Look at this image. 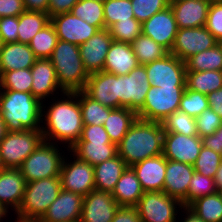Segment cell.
Listing matches in <instances>:
<instances>
[{"instance_id": "40", "label": "cell", "mask_w": 222, "mask_h": 222, "mask_svg": "<svg viewBox=\"0 0 222 222\" xmlns=\"http://www.w3.org/2000/svg\"><path fill=\"white\" fill-rule=\"evenodd\" d=\"M32 82L31 68L7 71L0 75V90L31 93Z\"/></svg>"}, {"instance_id": "7", "label": "cell", "mask_w": 222, "mask_h": 222, "mask_svg": "<svg viewBox=\"0 0 222 222\" xmlns=\"http://www.w3.org/2000/svg\"><path fill=\"white\" fill-rule=\"evenodd\" d=\"M185 88L186 86L154 87L151 85L143 107L137 112V117L161 123L179 109Z\"/></svg>"}, {"instance_id": "37", "label": "cell", "mask_w": 222, "mask_h": 222, "mask_svg": "<svg viewBox=\"0 0 222 222\" xmlns=\"http://www.w3.org/2000/svg\"><path fill=\"white\" fill-rule=\"evenodd\" d=\"M83 125H102L112 110L89 97L83 90L78 91Z\"/></svg>"}, {"instance_id": "53", "label": "cell", "mask_w": 222, "mask_h": 222, "mask_svg": "<svg viewBox=\"0 0 222 222\" xmlns=\"http://www.w3.org/2000/svg\"><path fill=\"white\" fill-rule=\"evenodd\" d=\"M111 222H141L136 207L120 206Z\"/></svg>"}, {"instance_id": "34", "label": "cell", "mask_w": 222, "mask_h": 222, "mask_svg": "<svg viewBox=\"0 0 222 222\" xmlns=\"http://www.w3.org/2000/svg\"><path fill=\"white\" fill-rule=\"evenodd\" d=\"M49 22L48 13L24 11L19 15L18 42L29 44L31 39Z\"/></svg>"}, {"instance_id": "4", "label": "cell", "mask_w": 222, "mask_h": 222, "mask_svg": "<svg viewBox=\"0 0 222 222\" xmlns=\"http://www.w3.org/2000/svg\"><path fill=\"white\" fill-rule=\"evenodd\" d=\"M50 60L64 92L84 90L89 74L83 65L78 45L58 40Z\"/></svg>"}, {"instance_id": "57", "label": "cell", "mask_w": 222, "mask_h": 222, "mask_svg": "<svg viewBox=\"0 0 222 222\" xmlns=\"http://www.w3.org/2000/svg\"><path fill=\"white\" fill-rule=\"evenodd\" d=\"M26 11L47 13L49 0H23Z\"/></svg>"}, {"instance_id": "28", "label": "cell", "mask_w": 222, "mask_h": 222, "mask_svg": "<svg viewBox=\"0 0 222 222\" xmlns=\"http://www.w3.org/2000/svg\"><path fill=\"white\" fill-rule=\"evenodd\" d=\"M78 159L93 167L117 155V145L112 142L77 141L69 150Z\"/></svg>"}, {"instance_id": "36", "label": "cell", "mask_w": 222, "mask_h": 222, "mask_svg": "<svg viewBox=\"0 0 222 222\" xmlns=\"http://www.w3.org/2000/svg\"><path fill=\"white\" fill-rule=\"evenodd\" d=\"M188 208L205 222H222V200L217 192L198 198Z\"/></svg>"}, {"instance_id": "47", "label": "cell", "mask_w": 222, "mask_h": 222, "mask_svg": "<svg viewBox=\"0 0 222 222\" xmlns=\"http://www.w3.org/2000/svg\"><path fill=\"white\" fill-rule=\"evenodd\" d=\"M170 0H131L135 19L141 23L169 6Z\"/></svg>"}, {"instance_id": "54", "label": "cell", "mask_w": 222, "mask_h": 222, "mask_svg": "<svg viewBox=\"0 0 222 222\" xmlns=\"http://www.w3.org/2000/svg\"><path fill=\"white\" fill-rule=\"evenodd\" d=\"M79 0H49L47 13L49 17L54 15L67 13Z\"/></svg>"}, {"instance_id": "38", "label": "cell", "mask_w": 222, "mask_h": 222, "mask_svg": "<svg viewBox=\"0 0 222 222\" xmlns=\"http://www.w3.org/2000/svg\"><path fill=\"white\" fill-rule=\"evenodd\" d=\"M57 41L55 28L49 22L31 39L28 45L37 59H50Z\"/></svg>"}, {"instance_id": "18", "label": "cell", "mask_w": 222, "mask_h": 222, "mask_svg": "<svg viewBox=\"0 0 222 222\" xmlns=\"http://www.w3.org/2000/svg\"><path fill=\"white\" fill-rule=\"evenodd\" d=\"M119 207L110 192L94 189L83 197L79 222H111Z\"/></svg>"}, {"instance_id": "20", "label": "cell", "mask_w": 222, "mask_h": 222, "mask_svg": "<svg viewBox=\"0 0 222 222\" xmlns=\"http://www.w3.org/2000/svg\"><path fill=\"white\" fill-rule=\"evenodd\" d=\"M82 204V195L61 189L58 197L40 219L43 222L80 221Z\"/></svg>"}, {"instance_id": "62", "label": "cell", "mask_w": 222, "mask_h": 222, "mask_svg": "<svg viewBox=\"0 0 222 222\" xmlns=\"http://www.w3.org/2000/svg\"><path fill=\"white\" fill-rule=\"evenodd\" d=\"M8 209L0 203V222L3 221L2 218L8 216Z\"/></svg>"}, {"instance_id": "43", "label": "cell", "mask_w": 222, "mask_h": 222, "mask_svg": "<svg viewBox=\"0 0 222 222\" xmlns=\"http://www.w3.org/2000/svg\"><path fill=\"white\" fill-rule=\"evenodd\" d=\"M108 30L114 41L131 44L142 34V23L135 18H129V20L114 23Z\"/></svg>"}, {"instance_id": "45", "label": "cell", "mask_w": 222, "mask_h": 222, "mask_svg": "<svg viewBox=\"0 0 222 222\" xmlns=\"http://www.w3.org/2000/svg\"><path fill=\"white\" fill-rule=\"evenodd\" d=\"M217 192L214 178L204 176L194 171L189 183L187 194V207L198 198L212 195Z\"/></svg>"}, {"instance_id": "23", "label": "cell", "mask_w": 222, "mask_h": 222, "mask_svg": "<svg viewBox=\"0 0 222 222\" xmlns=\"http://www.w3.org/2000/svg\"><path fill=\"white\" fill-rule=\"evenodd\" d=\"M31 76L33 78L31 93L41 103H45V98L53 97L55 92L56 98L60 90L61 94L64 93L59 86L56 71L50 59H37L31 67Z\"/></svg>"}, {"instance_id": "67", "label": "cell", "mask_w": 222, "mask_h": 222, "mask_svg": "<svg viewBox=\"0 0 222 222\" xmlns=\"http://www.w3.org/2000/svg\"><path fill=\"white\" fill-rule=\"evenodd\" d=\"M95 1H100V2H103V3H104L106 0H95Z\"/></svg>"}, {"instance_id": "48", "label": "cell", "mask_w": 222, "mask_h": 222, "mask_svg": "<svg viewBox=\"0 0 222 222\" xmlns=\"http://www.w3.org/2000/svg\"><path fill=\"white\" fill-rule=\"evenodd\" d=\"M197 134L199 137L212 135L219 127L222 126L220 118L211 108L204 110L195 118Z\"/></svg>"}, {"instance_id": "10", "label": "cell", "mask_w": 222, "mask_h": 222, "mask_svg": "<svg viewBox=\"0 0 222 222\" xmlns=\"http://www.w3.org/2000/svg\"><path fill=\"white\" fill-rule=\"evenodd\" d=\"M151 84L145 65H138L126 75H119V108H129L136 113L143 107Z\"/></svg>"}, {"instance_id": "27", "label": "cell", "mask_w": 222, "mask_h": 222, "mask_svg": "<svg viewBox=\"0 0 222 222\" xmlns=\"http://www.w3.org/2000/svg\"><path fill=\"white\" fill-rule=\"evenodd\" d=\"M37 60L30 46L25 43H6L0 53V75L3 72L29 69Z\"/></svg>"}, {"instance_id": "26", "label": "cell", "mask_w": 222, "mask_h": 222, "mask_svg": "<svg viewBox=\"0 0 222 222\" xmlns=\"http://www.w3.org/2000/svg\"><path fill=\"white\" fill-rule=\"evenodd\" d=\"M139 65L130 43L112 41L107 52L103 71L126 75Z\"/></svg>"}, {"instance_id": "11", "label": "cell", "mask_w": 222, "mask_h": 222, "mask_svg": "<svg viewBox=\"0 0 222 222\" xmlns=\"http://www.w3.org/2000/svg\"><path fill=\"white\" fill-rule=\"evenodd\" d=\"M71 155L74 158L73 161H67V155L64 156L62 161L60 170L61 187L66 191L84 197L95 189L94 167L88 162L78 159L72 153L70 157H72Z\"/></svg>"}, {"instance_id": "63", "label": "cell", "mask_w": 222, "mask_h": 222, "mask_svg": "<svg viewBox=\"0 0 222 222\" xmlns=\"http://www.w3.org/2000/svg\"><path fill=\"white\" fill-rule=\"evenodd\" d=\"M217 193L219 194L221 200H222V188L217 189Z\"/></svg>"}, {"instance_id": "59", "label": "cell", "mask_w": 222, "mask_h": 222, "mask_svg": "<svg viewBox=\"0 0 222 222\" xmlns=\"http://www.w3.org/2000/svg\"><path fill=\"white\" fill-rule=\"evenodd\" d=\"M215 186L216 188H222V156H221V163L220 167L218 168L215 176H214Z\"/></svg>"}, {"instance_id": "13", "label": "cell", "mask_w": 222, "mask_h": 222, "mask_svg": "<svg viewBox=\"0 0 222 222\" xmlns=\"http://www.w3.org/2000/svg\"><path fill=\"white\" fill-rule=\"evenodd\" d=\"M218 43L205 26L182 28L178 29L169 53L185 62L192 55L211 49Z\"/></svg>"}, {"instance_id": "46", "label": "cell", "mask_w": 222, "mask_h": 222, "mask_svg": "<svg viewBox=\"0 0 222 222\" xmlns=\"http://www.w3.org/2000/svg\"><path fill=\"white\" fill-rule=\"evenodd\" d=\"M221 156L222 154L202 146L198 158L193 165L194 170L204 176L214 178L220 167Z\"/></svg>"}, {"instance_id": "19", "label": "cell", "mask_w": 222, "mask_h": 222, "mask_svg": "<svg viewBox=\"0 0 222 222\" xmlns=\"http://www.w3.org/2000/svg\"><path fill=\"white\" fill-rule=\"evenodd\" d=\"M113 41L108 29H100L88 41L79 45L80 55L87 73L103 71L107 52Z\"/></svg>"}, {"instance_id": "14", "label": "cell", "mask_w": 222, "mask_h": 222, "mask_svg": "<svg viewBox=\"0 0 222 222\" xmlns=\"http://www.w3.org/2000/svg\"><path fill=\"white\" fill-rule=\"evenodd\" d=\"M202 148L201 137L164 132L163 156L167 160L194 165Z\"/></svg>"}, {"instance_id": "5", "label": "cell", "mask_w": 222, "mask_h": 222, "mask_svg": "<svg viewBox=\"0 0 222 222\" xmlns=\"http://www.w3.org/2000/svg\"><path fill=\"white\" fill-rule=\"evenodd\" d=\"M55 144L42 141L40 145L24 160L20 167L26 183L44 178L60 177L64 158L63 152Z\"/></svg>"}, {"instance_id": "22", "label": "cell", "mask_w": 222, "mask_h": 222, "mask_svg": "<svg viewBox=\"0 0 222 222\" xmlns=\"http://www.w3.org/2000/svg\"><path fill=\"white\" fill-rule=\"evenodd\" d=\"M210 0H170L178 29L206 25Z\"/></svg>"}, {"instance_id": "52", "label": "cell", "mask_w": 222, "mask_h": 222, "mask_svg": "<svg viewBox=\"0 0 222 222\" xmlns=\"http://www.w3.org/2000/svg\"><path fill=\"white\" fill-rule=\"evenodd\" d=\"M26 11L23 0H0V18L19 16Z\"/></svg>"}, {"instance_id": "39", "label": "cell", "mask_w": 222, "mask_h": 222, "mask_svg": "<svg viewBox=\"0 0 222 222\" xmlns=\"http://www.w3.org/2000/svg\"><path fill=\"white\" fill-rule=\"evenodd\" d=\"M70 12L88 24L96 26L99 30L105 28L103 2L79 0Z\"/></svg>"}, {"instance_id": "60", "label": "cell", "mask_w": 222, "mask_h": 222, "mask_svg": "<svg viewBox=\"0 0 222 222\" xmlns=\"http://www.w3.org/2000/svg\"><path fill=\"white\" fill-rule=\"evenodd\" d=\"M17 216L15 222H43L40 218Z\"/></svg>"}, {"instance_id": "15", "label": "cell", "mask_w": 222, "mask_h": 222, "mask_svg": "<svg viewBox=\"0 0 222 222\" xmlns=\"http://www.w3.org/2000/svg\"><path fill=\"white\" fill-rule=\"evenodd\" d=\"M178 32L177 22L170 7L151 16L142 23V34L171 51Z\"/></svg>"}, {"instance_id": "9", "label": "cell", "mask_w": 222, "mask_h": 222, "mask_svg": "<svg viewBox=\"0 0 222 222\" xmlns=\"http://www.w3.org/2000/svg\"><path fill=\"white\" fill-rule=\"evenodd\" d=\"M177 206L184 207L180 200L163 191H151L144 192L135 207L141 222H177Z\"/></svg>"}, {"instance_id": "50", "label": "cell", "mask_w": 222, "mask_h": 222, "mask_svg": "<svg viewBox=\"0 0 222 222\" xmlns=\"http://www.w3.org/2000/svg\"><path fill=\"white\" fill-rule=\"evenodd\" d=\"M19 16L0 18V36L3 43L18 42Z\"/></svg>"}, {"instance_id": "44", "label": "cell", "mask_w": 222, "mask_h": 222, "mask_svg": "<svg viewBox=\"0 0 222 222\" xmlns=\"http://www.w3.org/2000/svg\"><path fill=\"white\" fill-rule=\"evenodd\" d=\"M208 108L209 102L206 94L185 88L183 95L181 96L178 110L196 118Z\"/></svg>"}, {"instance_id": "64", "label": "cell", "mask_w": 222, "mask_h": 222, "mask_svg": "<svg viewBox=\"0 0 222 222\" xmlns=\"http://www.w3.org/2000/svg\"><path fill=\"white\" fill-rule=\"evenodd\" d=\"M3 45H4V43H3V40H2V38H1V36H0V53H1V50H2V48H3Z\"/></svg>"}, {"instance_id": "65", "label": "cell", "mask_w": 222, "mask_h": 222, "mask_svg": "<svg viewBox=\"0 0 222 222\" xmlns=\"http://www.w3.org/2000/svg\"><path fill=\"white\" fill-rule=\"evenodd\" d=\"M3 165H2V162H1V159H0V171L3 169Z\"/></svg>"}, {"instance_id": "51", "label": "cell", "mask_w": 222, "mask_h": 222, "mask_svg": "<svg viewBox=\"0 0 222 222\" xmlns=\"http://www.w3.org/2000/svg\"><path fill=\"white\" fill-rule=\"evenodd\" d=\"M78 141L111 142L108 133L102 125H84L81 138Z\"/></svg>"}, {"instance_id": "35", "label": "cell", "mask_w": 222, "mask_h": 222, "mask_svg": "<svg viewBox=\"0 0 222 222\" xmlns=\"http://www.w3.org/2000/svg\"><path fill=\"white\" fill-rule=\"evenodd\" d=\"M131 47L140 65H146L169 54L166 48L143 34L131 43Z\"/></svg>"}, {"instance_id": "6", "label": "cell", "mask_w": 222, "mask_h": 222, "mask_svg": "<svg viewBox=\"0 0 222 222\" xmlns=\"http://www.w3.org/2000/svg\"><path fill=\"white\" fill-rule=\"evenodd\" d=\"M60 177L26 183L22 204L16 215L41 218L61 191Z\"/></svg>"}, {"instance_id": "24", "label": "cell", "mask_w": 222, "mask_h": 222, "mask_svg": "<svg viewBox=\"0 0 222 222\" xmlns=\"http://www.w3.org/2000/svg\"><path fill=\"white\" fill-rule=\"evenodd\" d=\"M26 187L20 168H3L0 171V203L9 209L18 211ZM10 207V208H9Z\"/></svg>"}, {"instance_id": "16", "label": "cell", "mask_w": 222, "mask_h": 222, "mask_svg": "<svg viewBox=\"0 0 222 222\" xmlns=\"http://www.w3.org/2000/svg\"><path fill=\"white\" fill-rule=\"evenodd\" d=\"M50 22L55 28L58 40L81 45L88 41L99 29L88 24L71 12L54 15Z\"/></svg>"}, {"instance_id": "42", "label": "cell", "mask_w": 222, "mask_h": 222, "mask_svg": "<svg viewBox=\"0 0 222 222\" xmlns=\"http://www.w3.org/2000/svg\"><path fill=\"white\" fill-rule=\"evenodd\" d=\"M164 132L180 133L186 136H196V120L185 112L177 110L161 122Z\"/></svg>"}, {"instance_id": "29", "label": "cell", "mask_w": 222, "mask_h": 222, "mask_svg": "<svg viewBox=\"0 0 222 222\" xmlns=\"http://www.w3.org/2000/svg\"><path fill=\"white\" fill-rule=\"evenodd\" d=\"M143 193L136 173L131 166H127L111 194L119 206L135 207Z\"/></svg>"}, {"instance_id": "17", "label": "cell", "mask_w": 222, "mask_h": 222, "mask_svg": "<svg viewBox=\"0 0 222 222\" xmlns=\"http://www.w3.org/2000/svg\"><path fill=\"white\" fill-rule=\"evenodd\" d=\"M83 91L101 105L119 108V75L104 71L90 74Z\"/></svg>"}, {"instance_id": "1", "label": "cell", "mask_w": 222, "mask_h": 222, "mask_svg": "<svg viewBox=\"0 0 222 222\" xmlns=\"http://www.w3.org/2000/svg\"><path fill=\"white\" fill-rule=\"evenodd\" d=\"M60 95L63 96H60L62 99L51 97V106L47 107L42 103L41 131L44 141L55 144L60 141L61 144L64 143L63 146L68 144L65 146L69 150L81 138L84 125L78 91L64 92Z\"/></svg>"}, {"instance_id": "21", "label": "cell", "mask_w": 222, "mask_h": 222, "mask_svg": "<svg viewBox=\"0 0 222 222\" xmlns=\"http://www.w3.org/2000/svg\"><path fill=\"white\" fill-rule=\"evenodd\" d=\"M194 171L193 165L166 159L163 192L180 200L187 207L188 187Z\"/></svg>"}, {"instance_id": "3", "label": "cell", "mask_w": 222, "mask_h": 222, "mask_svg": "<svg viewBox=\"0 0 222 222\" xmlns=\"http://www.w3.org/2000/svg\"><path fill=\"white\" fill-rule=\"evenodd\" d=\"M0 113L7 132L41 130L42 103L32 93L0 90Z\"/></svg>"}, {"instance_id": "56", "label": "cell", "mask_w": 222, "mask_h": 222, "mask_svg": "<svg viewBox=\"0 0 222 222\" xmlns=\"http://www.w3.org/2000/svg\"><path fill=\"white\" fill-rule=\"evenodd\" d=\"M209 108L222 118V88L207 94Z\"/></svg>"}, {"instance_id": "41", "label": "cell", "mask_w": 222, "mask_h": 222, "mask_svg": "<svg viewBox=\"0 0 222 222\" xmlns=\"http://www.w3.org/2000/svg\"><path fill=\"white\" fill-rule=\"evenodd\" d=\"M105 29L118 21L135 18L131 0H106L103 3Z\"/></svg>"}, {"instance_id": "25", "label": "cell", "mask_w": 222, "mask_h": 222, "mask_svg": "<svg viewBox=\"0 0 222 222\" xmlns=\"http://www.w3.org/2000/svg\"><path fill=\"white\" fill-rule=\"evenodd\" d=\"M144 192L163 191L166 158L163 154L144 159L131 166Z\"/></svg>"}, {"instance_id": "55", "label": "cell", "mask_w": 222, "mask_h": 222, "mask_svg": "<svg viewBox=\"0 0 222 222\" xmlns=\"http://www.w3.org/2000/svg\"><path fill=\"white\" fill-rule=\"evenodd\" d=\"M201 141L203 147L222 154V126L219 127L212 135L201 137Z\"/></svg>"}, {"instance_id": "32", "label": "cell", "mask_w": 222, "mask_h": 222, "mask_svg": "<svg viewBox=\"0 0 222 222\" xmlns=\"http://www.w3.org/2000/svg\"><path fill=\"white\" fill-rule=\"evenodd\" d=\"M185 86L192 91L209 94L222 88V72L214 71H186Z\"/></svg>"}, {"instance_id": "8", "label": "cell", "mask_w": 222, "mask_h": 222, "mask_svg": "<svg viewBox=\"0 0 222 222\" xmlns=\"http://www.w3.org/2000/svg\"><path fill=\"white\" fill-rule=\"evenodd\" d=\"M42 141L41 130L7 132L0 142V159L3 167L20 168Z\"/></svg>"}, {"instance_id": "30", "label": "cell", "mask_w": 222, "mask_h": 222, "mask_svg": "<svg viewBox=\"0 0 222 222\" xmlns=\"http://www.w3.org/2000/svg\"><path fill=\"white\" fill-rule=\"evenodd\" d=\"M126 168L125 161L118 154L94 166L95 190L112 193Z\"/></svg>"}, {"instance_id": "2", "label": "cell", "mask_w": 222, "mask_h": 222, "mask_svg": "<svg viewBox=\"0 0 222 222\" xmlns=\"http://www.w3.org/2000/svg\"><path fill=\"white\" fill-rule=\"evenodd\" d=\"M164 130L162 123L137 118L121 142L117 154L127 166L163 154Z\"/></svg>"}, {"instance_id": "58", "label": "cell", "mask_w": 222, "mask_h": 222, "mask_svg": "<svg viewBox=\"0 0 222 222\" xmlns=\"http://www.w3.org/2000/svg\"><path fill=\"white\" fill-rule=\"evenodd\" d=\"M182 209L184 211H182ZM181 213H186L185 215L183 214V220L182 221H177V222H205L204 220H202L201 218H199L193 211H191L188 207H183L180 209Z\"/></svg>"}, {"instance_id": "33", "label": "cell", "mask_w": 222, "mask_h": 222, "mask_svg": "<svg viewBox=\"0 0 222 222\" xmlns=\"http://www.w3.org/2000/svg\"><path fill=\"white\" fill-rule=\"evenodd\" d=\"M187 71L222 70V43L213 48L192 55L186 61Z\"/></svg>"}, {"instance_id": "66", "label": "cell", "mask_w": 222, "mask_h": 222, "mask_svg": "<svg viewBox=\"0 0 222 222\" xmlns=\"http://www.w3.org/2000/svg\"><path fill=\"white\" fill-rule=\"evenodd\" d=\"M210 2H222V0H210Z\"/></svg>"}, {"instance_id": "61", "label": "cell", "mask_w": 222, "mask_h": 222, "mask_svg": "<svg viewBox=\"0 0 222 222\" xmlns=\"http://www.w3.org/2000/svg\"><path fill=\"white\" fill-rule=\"evenodd\" d=\"M6 133H7L6 125L0 113V142L5 137Z\"/></svg>"}, {"instance_id": "31", "label": "cell", "mask_w": 222, "mask_h": 222, "mask_svg": "<svg viewBox=\"0 0 222 222\" xmlns=\"http://www.w3.org/2000/svg\"><path fill=\"white\" fill-rule=\"evenodd\" d=\"M137 118V113L129 108L112 109L103 124L111 142L118 145Z\"/></svg>"}, {"instance_id": "12", "label": "cell", "mask_w": 222, "mask_h": 222, "mask_svg": "<svg viewBox=\"0 0 222 222\" xmlns=\"http://www.w3.org/2000/svg\"><path fill=\"white\" fill-rule=\"evenodd\" d=\"M145 69L154 87L185 86L186 63L171 53L146 64Z\"/></svg>"}, {"instance_id": "49", "label": "cell", "mask_w": 222, "mask_h": 222, "mask_svg": "<svg viewBox=\"0 0 222 222\" xmlns=\"http://www.w3.org/2000/svg\"><path fill=\"white\" fill-rule=\"evenodd\" d=\"M205 27L222 43V2H211Z\"/></svg>"}]
</instances>
